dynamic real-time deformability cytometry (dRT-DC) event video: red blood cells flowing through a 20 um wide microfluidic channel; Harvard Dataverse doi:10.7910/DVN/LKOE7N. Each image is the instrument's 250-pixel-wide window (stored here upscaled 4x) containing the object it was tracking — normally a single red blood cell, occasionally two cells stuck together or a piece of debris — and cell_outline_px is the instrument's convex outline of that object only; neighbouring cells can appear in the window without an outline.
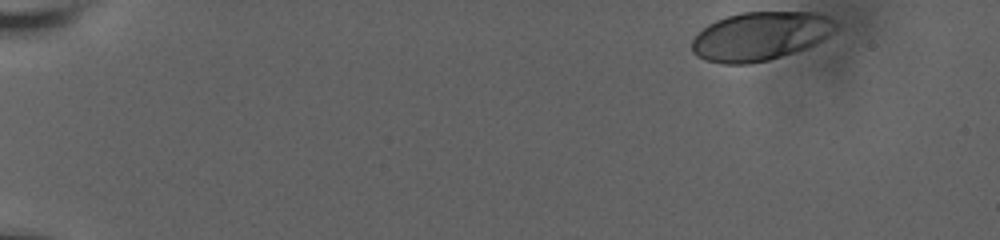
{"species": "human", "species_latin": "Homo sapiens", "temperature_condition": "room temperature", "stored_images_in_passage": 46, "camera_frame_rate_fps": 3000, "um_per_image_px": 0.085, "donor": {"sex": "male"}, "frame": {"image": 1, "passage_image": 1, "time_ms": 0.0, "image_size_px": [1000, 240], "cell_outline_px": [[840, 28], [824, 40], [804, 48], [768, 60], [748, 64], [724, 64], [708, 60], [696, 56], [692, 52], [692, 40], [708, 24], [716, 20], [740, 12], [816, 12], [840, 24]], "centroid_in_image_um": [64.65, 3.06], "position_along_channel_um": 20.3, "area_um2": 40.69}}
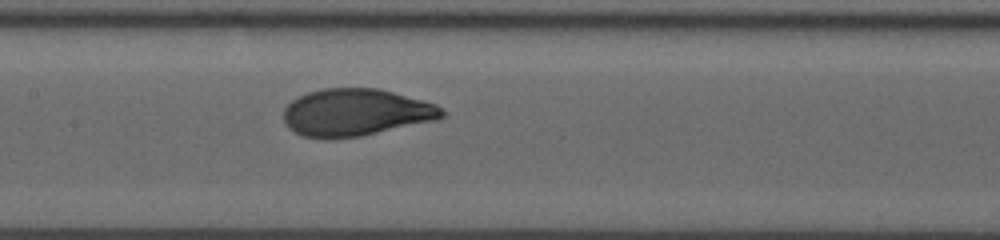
{"frame": {"image": 2, "passage_image": 26, "time_ms": 8.333, "image_size_px": [1000, 240], "cell_outline_px": [[448, 112], [440, 120], [360, 136], [328, 140], [304, 136], [288, 128], [284, 124], [284, 108], [296, 96], [308, 92], [324, 88], [380, 88], [436, 104]], "centroid_in_image_um": [30.26, 9.57], "position_along_channel_um": 177.1, "area_um2": 44.22}}
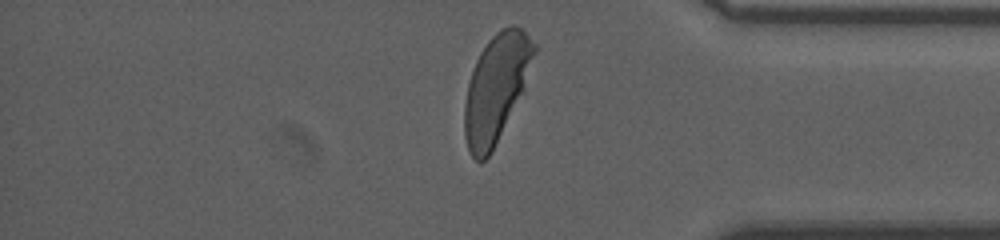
{"frame": {"image": 3, "passage_image": 46, "time_ms": 14.667, "image_size_px": [1000, 240], "cell_outline_px": [[536, 52], [524, 88], [492, 152], [480, 164], [472, 156], [468, 148], [464, 136], [464, 104], [468, 84], [476, 60], [480, 52], [488, 40], [500, 28], [512, 24], [516, 24], [536, 44]], "centroid_in_image_um": [42.16, 7.48], "position_along_channel_um": 393.0, "area_um2": 43.29}, "authors_computed_cell_mechanics": {"area_um2": 42.7142, "velocity_mm_per_s": 3.6119, "shape_relaxation_time_tau1_ms": 2.8507, "shape_relaxation_time_tau2_ms": null, "deformation_change_tau1": 0.1566, "deformation_change_tau2": null}}